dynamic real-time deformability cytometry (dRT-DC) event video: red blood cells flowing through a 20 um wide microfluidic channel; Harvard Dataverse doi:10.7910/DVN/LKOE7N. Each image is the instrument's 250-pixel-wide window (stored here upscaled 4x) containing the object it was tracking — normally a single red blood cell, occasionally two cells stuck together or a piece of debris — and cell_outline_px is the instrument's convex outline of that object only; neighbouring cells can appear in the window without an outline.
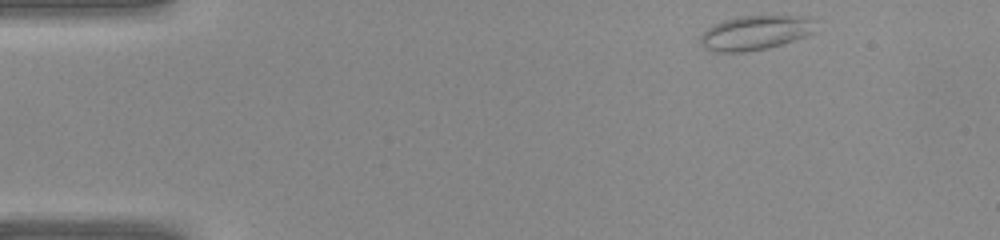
{"species": "common noctule bat (a hibernating species)", "species_latin": "Nyctalus noctula", "temperature_condition": "warm", "stored_images_in_passage": 37, "camera_frame_rate_fps": 3000, "um_per_image_px": 0.085, "animal": {"sex": "female", "body_mass_g": 22.0, "forearm_length_mm": 56.7}, "frame": {"image": 1, "passage_image": 1, "time_ms": 0.0, "image_size_px": [1000, 240], "cell_outline_px": [[816, 32], [808, 36], [796, 40], [768, 48], [744, 52], [712, 52], [704, 48], [700, 44], [700, 36], [712, 24], [724, 20], [740, 16], [800, 16], [816, 20]], "centroid_in_image_um": [64.22, 2.79], "position_along_channel_um": 20.8, "area_um2": 23.47}}
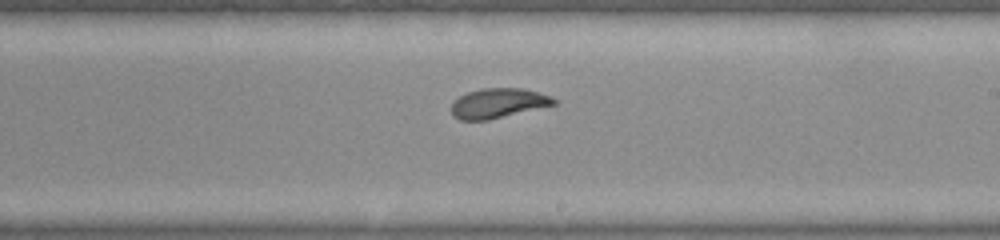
{"frame": {"image": 2, "passage_image": 20, "time_ms": 6.333, "image_size_px": [1000, 240], "cell_outline_px": [[556, 104], [488, 120], [460, 120], [452, 116], [452, 104], [460, 96], [468, 92], [480, 88], [524, 88], [552, 96], [556, 100]], "centroid_in_image_um": [42.35, 8.76], "position_along_channel_um": 246.7, "area_um2": 17.69}}
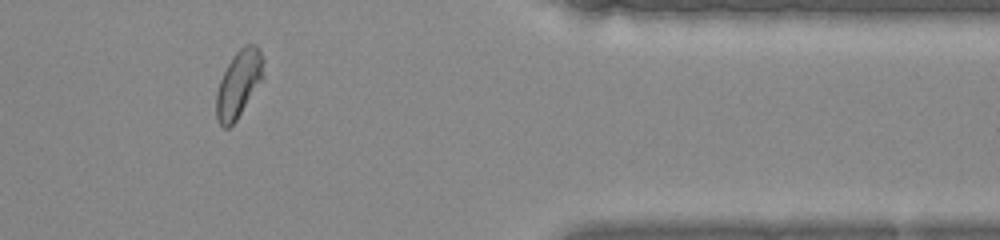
{"frame": {"image": 3, "passage_image": 30, "time_ms": 9.667, "image_size_px": [1000, 240], "cell_outline_px": [[264, 76], [236, 120], [228, 128], [224, 128], [220, 124], [216, 116], [216, 92], [220, 80], [232, 56], [244, 44], [256, 44], [264, 60]], "centroid_in_image_um": [20.29, 7.1], "position_along_channel_um": 391.1, "area_um2": 18.26}}